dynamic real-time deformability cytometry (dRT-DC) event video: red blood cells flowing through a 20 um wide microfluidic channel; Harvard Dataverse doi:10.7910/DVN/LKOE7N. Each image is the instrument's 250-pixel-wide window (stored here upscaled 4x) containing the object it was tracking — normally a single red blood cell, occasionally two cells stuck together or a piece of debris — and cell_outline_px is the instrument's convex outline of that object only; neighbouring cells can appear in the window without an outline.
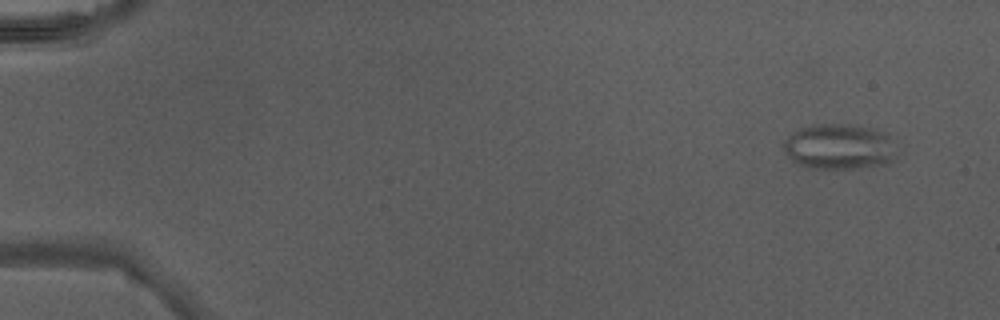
{"species": "Egyptian fruit bat (a non-hibernating species)", "species_latin": "Rousettus aegyptiacus", "temperature_condition": "warm", "stored_images_in_passage": 13, "camera_frame_rate_fps": 3000, "um_per_image_px": 0.085, "animal": {"sex": "male"}, "frame": {"image": 1, "passage_image": 4, "time_ms": 1.0, "image_size_px": [1000, 320], "cell_outline_px": [[896, 156], [888, 164], [852, 168], [812, 168], [800, 164], [792, 160], [784, 152], [784, 140], [788, 136], [800, 128], [816, 124], [848, 124], [872, 128], [888, 136]], "centroid_in_image_um": [71.3, 12.47], "position_along_channel_um": 13.7, "area_um2": 29.54}}